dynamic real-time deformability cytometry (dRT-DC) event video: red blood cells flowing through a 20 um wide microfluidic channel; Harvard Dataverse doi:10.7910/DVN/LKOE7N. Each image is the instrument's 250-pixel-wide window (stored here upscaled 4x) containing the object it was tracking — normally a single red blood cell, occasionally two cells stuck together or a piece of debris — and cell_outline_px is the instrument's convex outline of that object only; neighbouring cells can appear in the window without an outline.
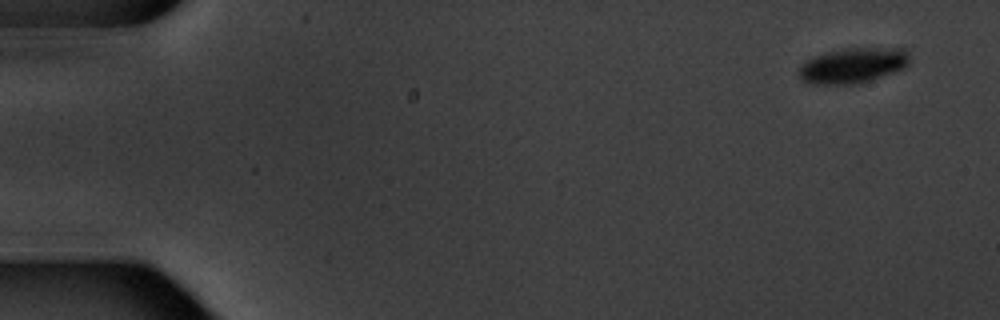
{"species": "common noctule bat (a hibernating species)", "species_latin": "Nyctalus noctula", "temperature_condition": "warm", "stored_images_in_passage": 9, "camera_frame_rate_fps": 3000, "um_per_image_px": 0.085, "animal": {"sex": "male", "body_mass_g": 20.1, "forearm_length_mm": 53.5}, "frame": {"image": 1, "passage_image": 1, "time_ms": 0.0, "image_size_px": [1000, 320], "cell_outline_px": [[908, 64], [904, 68], [856, 84], [812, 84], [800, 80], [796, 72], [812, 56], [828, 52], [848, 48], [904, 48], [908, 52]], "centroid_in_image_um": [72.45, 5.56], "position_along_channel_um": 12.5, "area_um2": 22.54}}
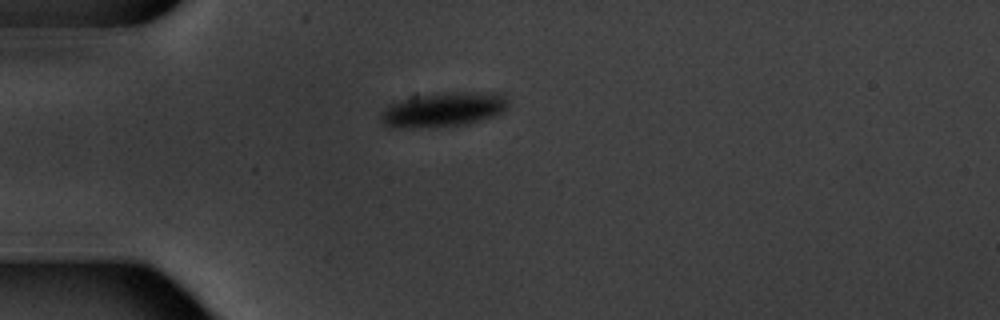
{"frame": {"image": 2, "passage_image": 4, "time_ms": 4.333, "image_size_px": [1000, 320], "cell_outline_px": [[508, 108], [504, 112], [496, 116], [468, 124], [412, 128], [388, 128], [380, 124], [380, 112], [392, 104], [400, 100], [412, 96], [444, 92], [504, 92], [508, 100]], "centroid_in_image_um": [37.71, 9.31], "position_along_channel_um": 47.3, "area_um2": 26.36}}